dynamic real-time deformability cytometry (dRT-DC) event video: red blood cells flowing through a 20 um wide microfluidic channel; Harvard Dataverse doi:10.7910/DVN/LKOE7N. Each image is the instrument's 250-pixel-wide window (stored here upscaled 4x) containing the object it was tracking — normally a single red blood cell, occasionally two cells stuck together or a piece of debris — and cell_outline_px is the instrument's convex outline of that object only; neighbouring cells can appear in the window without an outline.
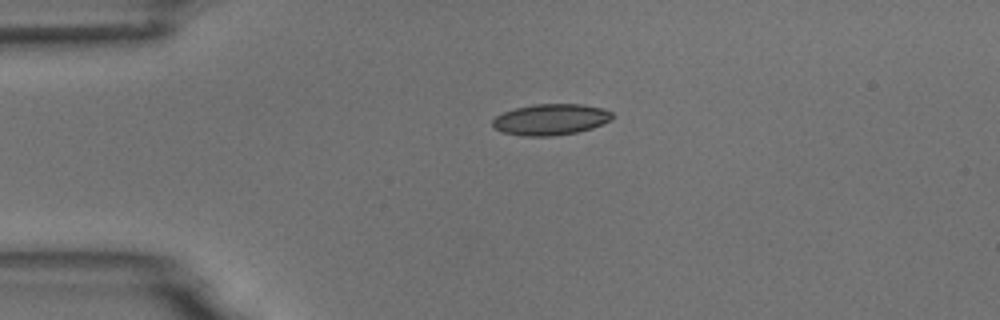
{"species": "common noctule bat (a hibernating species)", "species_latin": "Nyctalus noctula", "temperature_condition": "room temperature", "stored_images_in_passage": 2, "camera_frame_rate_fps": 3000, "um_per_image_px": 0.085, "animal": {"sex": "male", "body_mass_g": 18.8}, "frame": {"image": 1, "passage_image": 1, "time_ms": 0.0, "image_size_px": [1000, 320], "cell_outline_px": [[612, 120], [592, 128], [576, 132], [552, 136], [524, 136], [504, 132], [492, 128], [492, 120], [496, 116], [504, 112], [516, 108], [532, 104], [580, 104], [604, 108], [612, 112]], "centroid_in_image_um": [46.81, 10.15], "position_along_channel_um": 38.2, "area_um2": 21.73}}